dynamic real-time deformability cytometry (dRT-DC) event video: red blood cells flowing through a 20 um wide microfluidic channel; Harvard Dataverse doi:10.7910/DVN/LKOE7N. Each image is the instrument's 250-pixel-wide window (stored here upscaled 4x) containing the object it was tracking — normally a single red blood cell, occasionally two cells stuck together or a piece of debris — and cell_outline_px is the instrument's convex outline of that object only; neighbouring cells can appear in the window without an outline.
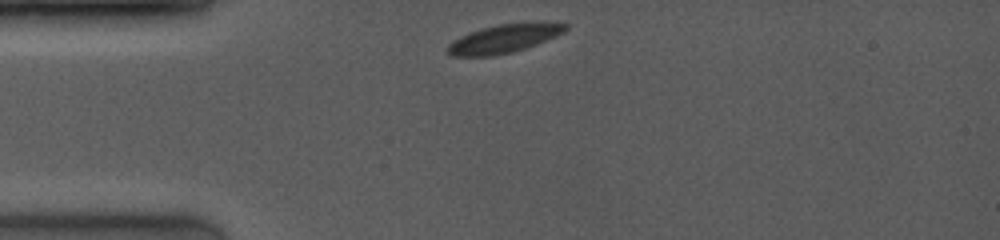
{"species": "common noctule bat (a hibernating species)", "species_latin": "Nyctalus noctula", "temperature_condition": "room temperature", "stored_images_in_passage": 25, "camera_frame_rate_fps": 4000, "um_per_image_px": 0.085, "animal": {"sex": "female", "body_mass_g": 19.0, "forearm_length_mm": 53.3}, "frame": {"image": 1, "passage_image": 1, "time_ms": 0.0, "image_size_px": [1000, 240], "cell_outline_px": [[568, 28], [564, 32], [556, 36], [536, 44], [512, 52], [492, 56], [448, 56], [444, 52], [444, 48], [448, 44], [460, 36], [484, 28], [500, 24], [568, 24]], "centroid_in_image_um": [42.71, 3.34], "position_along_channel_um": 42.3, "area_um2": 18.96}}
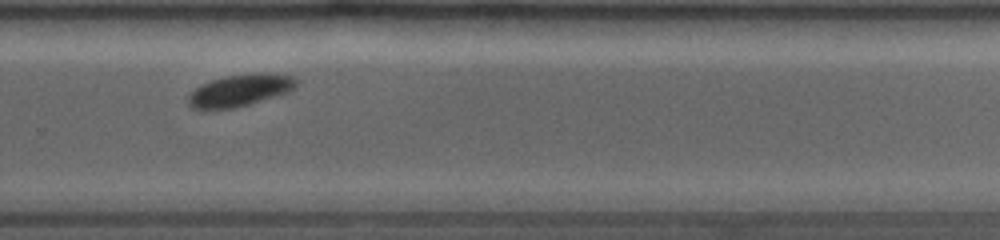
{"frame": {"image": 2, "passage_image": 19, "time_ms": 7.25, "image_size_px": [1000, 240], "cell_outline_px": [[296, 84], [288, 92], [248, 104], [232, 108], [204, 112], [192, 108], [188, 104], [188, 96], [196, 88], [212, 80], [232, 76], [292, 76], [296, 80]], "centroid_in_image_um": [20.24, 7.78], "position_along_channel_um": 309.6, "area_um2": 19.02}}
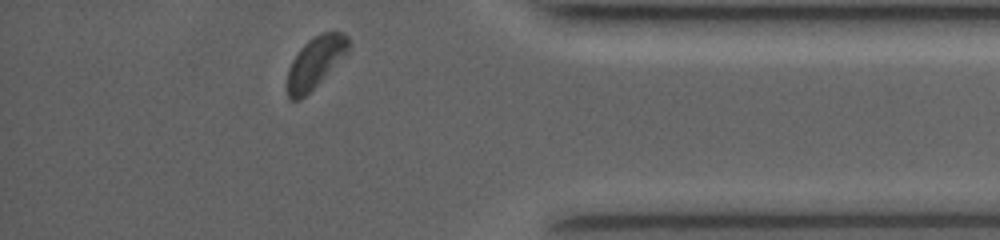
{"frame": {"image": 3, "passage_image": 25, "time_ms": 10.0, "image_size_px": [1000, 240], "cell_outline_px": [[348, 52], [300, 100], [288, 100], [288, 68], [292, 60], [300, 48], [312, 36], [324, 32], [344, 32], [348, 36]], "centroid_in_image_um": [26.78, 5.27], "position_along_channel_um": 408.4, "area_um2": 17.86}, "authors_computed_cell_mechanics": {"area_um2": 19.5364, "velocity_mm_per_s": 4.0235, "shape_relaxation_time_tau1_ms": 3.8774, "shape_relaxation_time_tau2_ms": null, "deformation_change_tau1": 0.1091, "deformation_change_tau2": null}}